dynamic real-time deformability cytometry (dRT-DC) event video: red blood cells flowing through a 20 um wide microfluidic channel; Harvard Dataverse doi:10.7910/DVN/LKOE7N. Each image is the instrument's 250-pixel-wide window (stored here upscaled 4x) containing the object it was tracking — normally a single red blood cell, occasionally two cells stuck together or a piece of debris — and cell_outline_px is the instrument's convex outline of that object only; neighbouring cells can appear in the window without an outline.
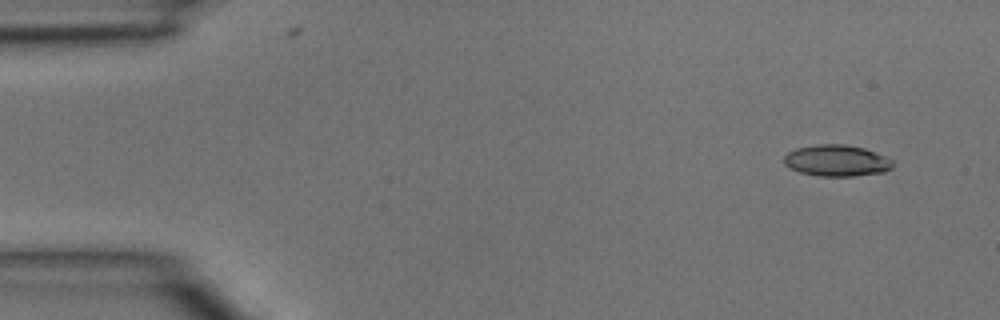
{"species": "common noctule bat (a hibernating species)", "species_latin": "Nyctalus noctula", "temperature_condition": "room temperature", "stored_images_in_passage": 4, "camera_frame_rate_fps": 3000, "um_per_image_px": 0.085, "animal": {"sex": "male", "body_mass_g": 15.6}, "frame": {"image": 1, "passage_image": 1, "time_ms": 0.0, "image_size_px": [1000, 320], "cell_outline_px": [[892, 168], [884, 172], [852, 176], [820, 176], [800, 172], [784, 164], [784, 156], [788, 152], [796, 148], [816, 144], [844, 144], [864, 148], [884, 156], [892, 160]], "centroid_in_image_um": [71.1, 13.65], "position_along_channel_um": 13.9, "area_um2": 19.77}}
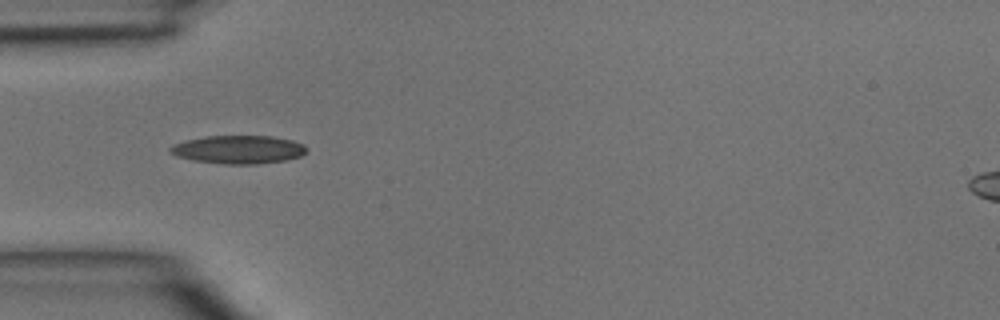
{"frame": {"image": 2, "passage_image": 4, "time_ms": 1.0, "image_size_px": [1000, 320], "cell_outline_px": [[308, 152], [300, 156], [284, 160], [260, 164], [220, 164], [192, 160], [176, 156], [168, 152], [168, 148], [176, 144], [188, 140], [208, 136], [272, 136], [292, 140], [304, 144], [308, 148]], "centroid_in_image_um": [20.29, 12.72], "position_along_channel_um": 64.7, "area_um2": 22.54}}